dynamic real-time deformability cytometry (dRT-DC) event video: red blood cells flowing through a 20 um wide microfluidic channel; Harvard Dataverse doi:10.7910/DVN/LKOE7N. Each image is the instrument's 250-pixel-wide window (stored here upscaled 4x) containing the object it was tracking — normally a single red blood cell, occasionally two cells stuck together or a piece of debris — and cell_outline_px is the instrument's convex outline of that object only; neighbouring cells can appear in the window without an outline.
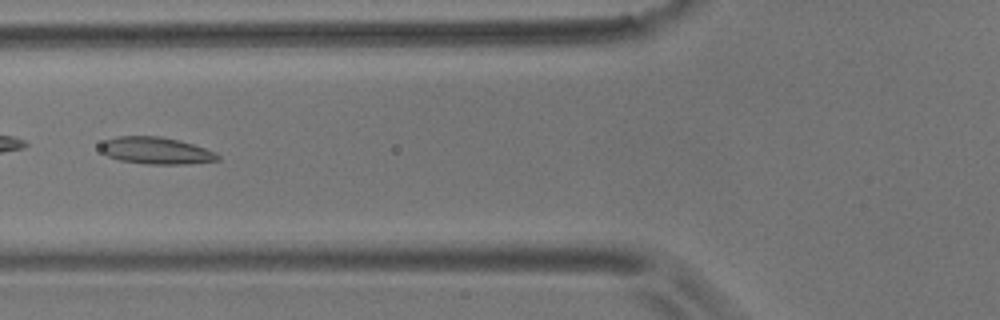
{"species": "common noctule bat (a hibernating species)", "species_latin": "Nyctalus noctula", "temperature_condition": "room temperature", "stored_images_in_passage": 2, "camera_frame_rate_fps": 3000, "um_per_image_px": 0.085, "animal": {"sex": "male", "body_mass_g": 17.9}, "frame": {"image": 1, "passage_image": 2, "time_ms": 0.333, "image_size_px": [1000, 320], "cell_outline_px": [[220, 160], [188, 164], [148, 164], [120, 160], [108, 156], [100, 148], [100, 144], [104, 140], [116, 136], [160, 136], [192, 144], [216, 152], [220, 156]], "centroid_in_image_um": [13.27, 12.8], "position_along_channel_um": 112.5, "area_um2": 18.32}}